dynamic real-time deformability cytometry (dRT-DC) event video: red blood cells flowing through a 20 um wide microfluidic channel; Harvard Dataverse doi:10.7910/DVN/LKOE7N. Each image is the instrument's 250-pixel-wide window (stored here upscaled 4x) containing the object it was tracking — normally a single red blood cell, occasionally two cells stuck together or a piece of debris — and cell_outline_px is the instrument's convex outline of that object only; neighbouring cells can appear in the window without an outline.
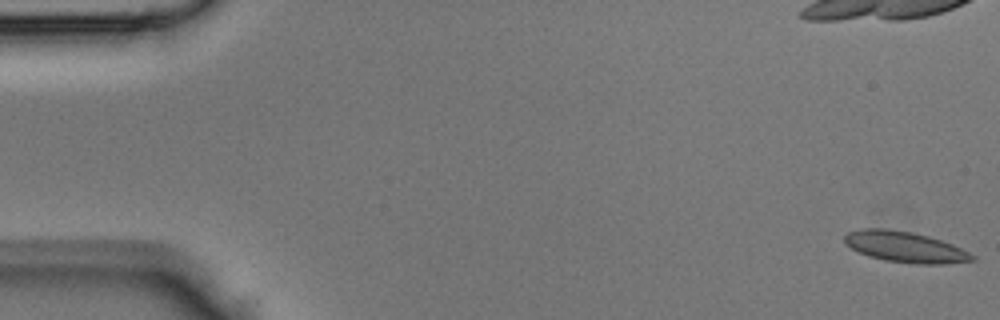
{"species": "Egyptian fruit bat (a non-hibernating species)", "species_latin": "Rousettus aegyptiacus", "temperature_condition": "room temperature", "stored_images_in_passage": 8, "camera_frame_rate_fps": 3000, "um_per_image_px": 0.085, "animal": {"sex": "male"}, "frame": {"image": 1, "passage_image": 1, "time_ms": 0.0, "image_size_px": [1000, 320], "cell_outline_px": [[976, 260], [940, 264], [916, 264], [884, 260], [860, 252], [844, 244], [844, 236], [848, 232], [860, 228], [884, 228], [912, 232], [928, 236], [952, 244], [976, 256]], "centroid_in_image_um": [76.92, 20.98], "position_along_channel_um": 8.1, "area_um2": 22.77}}